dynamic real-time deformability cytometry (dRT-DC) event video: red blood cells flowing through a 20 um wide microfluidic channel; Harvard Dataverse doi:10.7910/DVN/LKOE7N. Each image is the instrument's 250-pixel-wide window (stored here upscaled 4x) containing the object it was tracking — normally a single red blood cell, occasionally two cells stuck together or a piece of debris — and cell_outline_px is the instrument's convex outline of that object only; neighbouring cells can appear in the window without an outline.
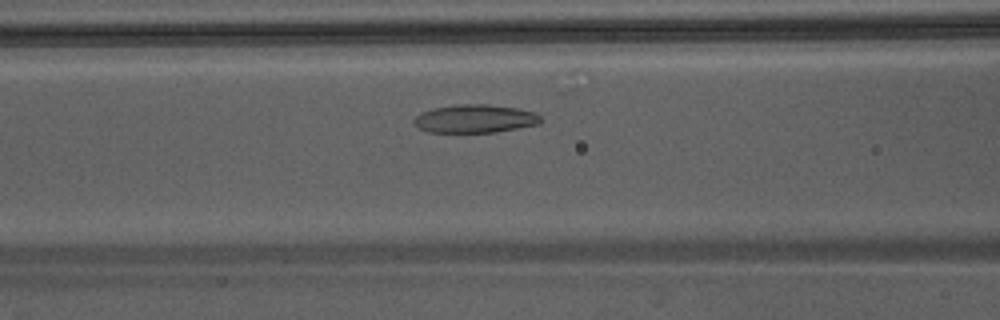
{"species": "Egyptian fruit bat (a non-hibernating species)", "species_latin": "Rousettus aegyptiacus", "temperature_condition": "warm", "stored_images_in_passage": 31, "camera_frame_rate_fps": 3000, "um_per_image_px": 0.085, "animal": {"sex": "male"}, "frame": {"image": 1, "passage_image": 10, "time_ms": 3.0, "image_size_px": [1000, 320], "cell_outline_px": [[544, 120], [540, 124], [496, 132], [428, 132], [420, 128], [412, 120], [420, 112], [436, 108], [460, 104], [488, 104], [516, 108], [536, 112]], "centroid_in_image_um": [40.42, 10.09], "position_along_channel_um": 126.2, "area_um2": 20.87}}
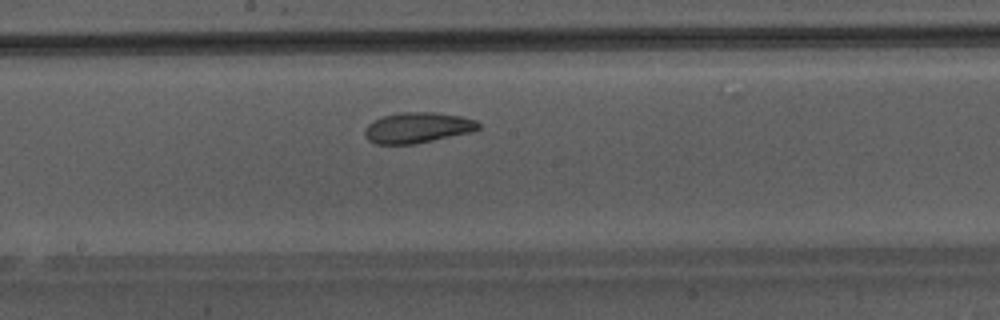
{"frame": {"image": 2, "passage_image": 16, "time_ms": 5.0, "image_size_px": [1000, 320], "cell_outline_px": [[480, 128], [472, 132], [416, 144], [376, 144], [368, 140], [364, 136], [364, 128], [372, 120], [380, 116], [400, 112], [436, 112], [460, 116], [476, 120], [480, 124]], "centroid_in_image_um": [35.46, 10.85], "position_along_channel_um": 212.7, "area_um2": 20.63}}
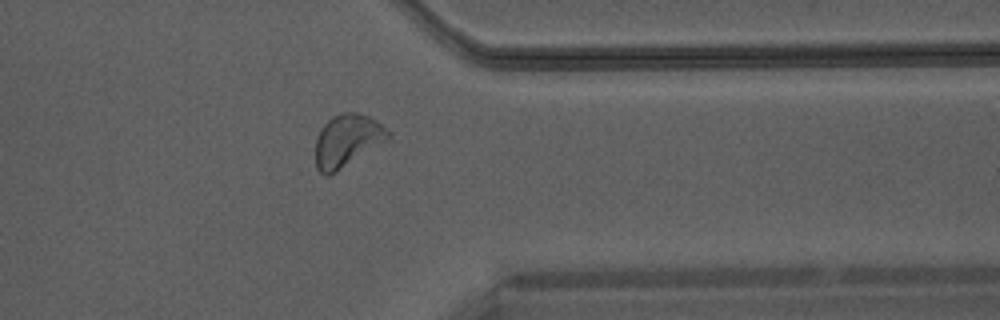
{"frame": {"image": 3, "passage_image": 28, "time_ms": 9.0, "image_size_px": [1000, 320], "cell_outline_px": [[392, 136], [388, 140], [336, 172], [328, 176], [324, 176], [316, 168], [316, 140], [320, 128], [332, 116], [340, 112], [356, 112], [368, 116], [376, 120], [392, 132]], "centroid_in_image_um": [29.52, 11.94], "position_along_channel_um": 381.9, "area_um2": 22.43}}